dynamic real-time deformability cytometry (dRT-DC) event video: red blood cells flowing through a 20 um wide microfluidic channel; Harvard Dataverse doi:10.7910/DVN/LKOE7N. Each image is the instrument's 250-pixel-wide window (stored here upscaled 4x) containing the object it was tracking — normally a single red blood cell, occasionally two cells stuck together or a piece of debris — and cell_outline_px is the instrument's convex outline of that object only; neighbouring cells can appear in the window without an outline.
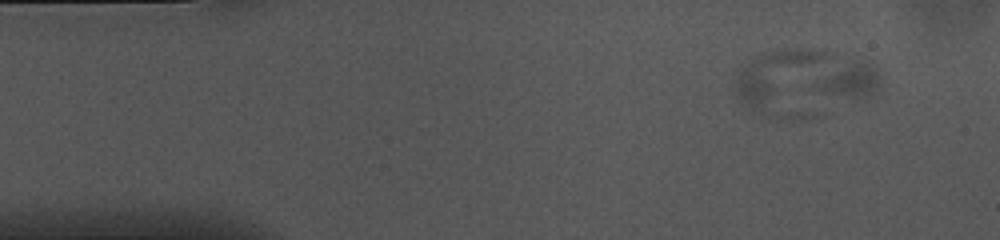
{"species": "common noctule bat (a hibernating species)", "species_latin": "Nyctalus noctula", "temperature_condition": "cold", "stored_images_in_passage": 3, "camera_frame_rate_fps": 3000, "um_per_image_px": 0.085, "animal": {"sex": "female", "body_mass_g": 10.0, "forearm_length_mm": 53.1}, "frame": {"image": 1, "passage_image": 3, "time_ms": 0.667, "image_size_px": [1000, 240], "cell_outline_px": [[876, 92], [864, 96], [856, 96], [820, 92], [808, 88], [816, 80], [832, 72], [852, 64], [868, 64], [876, 72]], "centroid_in_image_um": [72.11, 6.91], "position_along_channel_um": 12.9, "area_um2": 11.16}}